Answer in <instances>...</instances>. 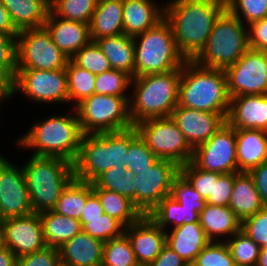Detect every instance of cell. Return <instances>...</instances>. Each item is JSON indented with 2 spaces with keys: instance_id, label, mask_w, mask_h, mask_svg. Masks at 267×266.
I'll return each instance as SVG.
<instances>
[{
  "instance_id": "1",
  "label": "cell",
  "mask_w": 267,
  "mask_h": 266,
  "mask_svg": "<svg viewBox=\"0 0 267 266\" xmlns=\"http://www.w3.org/2000/svg\"><path fill=\"white\" fill-rule=\"evenodd\" d=\"M226 0H173L164 9L179 52L193 60L205 47Z\"/></svg>"
},
{
  "instance_id": "2",
  "label": "cell",
  "mask_w": 267,
  "mask_h": 266,
  "mask_svg": "<svg viewBox=\"0 0 267 266\" xmlns=\"http://www.w3.org/2000/svg\"><path fill=\"white\" fill-rule=\"evenodd\" d=\"M230 100L224 69L201 67L193 60L181 67L180 106L222 114L227 119Z\"/></svg>"
},
{
  "instance_id": "3",
  "label": "cell",
  "mask_w": 267,
  "mask_h": 266,
  "mask_svg": "<svg viewBox=\"0 0 267 266\" xmlns=\"http://www.w3.org/2000/svg\"><path fill=\"white\" fill-rule=\"evenodd\" d=\"M128 129L119 132L83 134L74 179L92 183L110 168L126 169Z\"/></svg>"
},
{
  "instance_id": "4",
  "label": "cell",
  "mask_w": 267,
  "mask_h": 266,
  "mask_svg": "<svg viewBox=\"0 0 267 266\" xmlns=\"http://www.w3.org/2000/svg\"><path fill=\"white\" fill-rule=\"evenodd\" d=\"M181 69L134 77L135 99L129 100L133 126L147 119L171 116L179 102Z\"/></svg>"
},
{
  "instance_id": "5",
  "label": "cell",
  "mask_w": 267,
  "mask_h": 266,
  "mask_svg": "<svg viewBox=\"0 0 267 266\" xmlns=\"http://www.w3.org/2000/svg\"><path fill=\"white\" fill-rule=\"evenodd\" d=\"M33 213L53 210L62 191L74 179L73 164L60 157L32 155L22 168Z\"/></svg>"
},
{
  "instance_id": "6",
  "label": "cell",
  "mask_w": 267,
  "mask_h": 266,
  "mask_svg": "<svg viewBox=\"0 0 267 266\" xmlns=\"http://www.w3.org/2000/svg\"><path fill=\"white\" fill-rule=\"evenodd\" d=\"M82 136L78 115H58L34 124L18 144L36 149L35 156L60 157L73 164Z\"/></svg>"
},
{
  "instance_id": "7",
  "label": "cell",
  "mask_w": 267,
  "mask_h": 266,
  "mask_svg": "<svg viewBox=\"0 0 267 266\" xmlns=\"http://www.w3.org/2000/svg\"><path fill=\"white\" fill-rule=\"evenodd\" d=\"M134 41L135 77L181 69L187 61L179 52L171 25L165 18L134 37Z\"/></svg>"
},
{
  "instance_id": "8",
  "label": "cell",
  "mask_w": 267,
  "mask_h": 266,
  "mask_svg": "<svg viewBox=\"0 0 267 266\" xmlns=\"http://www.w3.org/2000/svg\"><path fill=\"white\" fill-rule=\"evenodd\" d=\"M249 49L243 21L225 9L215 20L205 47L193 61L206 68L226 69Z\"/></svg>"
},
{
  "instance_id": "9",
  "label": "cell",
  "mask_w": 267,
  "mask_h": 266,
  "mask_svg": "<svg viewBox=\"0 0 267 266\" xmlns=\"http://www.w3.org/2000/svg\"><path fill=\"white\" fill-rule=\"evenodd\" d=\"M129 97L93 94L75 107L83 134L130 129Z\"/></svg>"
},
{
  "instance_id": "10",
  "label": "cell",
  "mask_w": 267,
  "mask_h": 266,
  "mask_svg": "<svg viewBox=\"0 0 267 266\" xmlns=\"http://www.w3.org/2000/svg\"><path fill=\"white\" fill-rule=\"evenodd\" d=\"M134 127L159 159L171 160L179 167L192 161L193 149L171 116L147 119Z\"/></svg>"
},
{
  "instance_id": "11",
  "label": "cell",
  "mask_w": 267,
  "mask_h": 266,
  "mask_svg": "<svg viewBox=\"0 0 267 266\" xmlns=\"http://www.w3.org/2000/svg\"><path fill=\"white\" fill-rule=\"evenodd\" d=\"M68 61L69 58L54 44L44 26L18 32L17 69H64Z\"/></svg>"
},
{
  "instance_id": "12",
  "label": "cell",
  "mask_w": 267,
  "mask_h": 266,
  "mask_svg": "<svg viewBox=\"0 0 267 266\" xmlns=\"http://www.w3.org/2000/svg\"><path fill=\"white\" fill-rule=\"evenodd\" d=\"M180 173L173 161L158 159L151 167L135 176V206L148 215L166 196L171 195L172 182Z\"/></svg>"
},
{
  "instance_id": "13",
  "label": "cell",
  "mask_w": 267,
  "mask_h": 266,
  "mask_svg": "<svg viewBox=\"0 0 267 266\" xmlns=\"http://www.w3.org/2000/svg\"><path fill=\"white\" fill-rule=\"evenodd\" d=\"M225 73L230 98L267 95V52L249 48Z\"/></svg>"
},
{
  "instance_id": "14",
  "label": "cell",
  "mask_w": 267,
  "mask_h": 266,
  "mask_svg": "<svg viewBox=\"0 0 267 266\" xmlns=\"http://www.w3.org/2000/svg\"><path fill=\"white\" fill-rule=\"evenodd\" d=\"M192 162L205 171L239 172L235 128L226 122L209 140L193 150Z\"/></svg>"
},
{
  "instance_id": "15",
  "label": "cell",
  "mask_w": 267,
  "mask_h": 266,
  "mask_svg": "<svg viewBox=\"0 0 267 266\" xmlns=\"http://www.w3.org/2000/svg\"><path fill=\"white\" fill-rule=\"evenodd\" d=\"M17 89L37 102H68L66 68L57 70L17 69L12 94Z\"/></svg>"
},
{
  "instance_id": "16",
  "label": "cell",
  "mask_w": 267,
  "mask_h": 266,
  "mask_svg": "<svg viewBox=\"0 0 267 266\" xmlns=\"http://www.w3.org/2000/svg\"><path fill=\"white\" fill-rule=\"evenodd\" d=\"M33 213L23 169L0 156V220Z\"/></svg>"
},
{
  "instance_id": "17",
  "label": "cell",
  "mask_w": 267,
  "mask_h": 266,
  "mask_svg": "<svg viewBox=\"0 0 267 266\" xmlns=\"http://www.w3.org/2000/svg\"><path fill=\"white\" fill-rule=\"evenodd\" d=\"M3 230L4 246L16 257L41 251L45 239L40 215L31 213L26 216L8 218L0 222Z\"/></svg>"
},
{
  "instance_id": "18",
  "label": "cell",
  "mask_w": 267,
  "mask_h": 266,
  "mask_svg": "<svg viewBox=\"0 0 267 266\" xmlns=\"http://www.w3.org/2000/svg\"><path fill=\"white\" fill-rule=\"evenodd\" d=\"M171 117L193 150L209 140L227 122L222 114L186 108L179 104Z\"/></svg>"
},
{
  "instance_id": "19",
  "label": "cell",
  "mask_w": 267,
  "mask_h": 266,
  "mask_svg": "<svg viewBox=\"0 0 267 266\" xmlns=\"http://www.w3.org/2000/svg\"><path fill=\"white\" fill-rule=\"evenodd\" d=\"M139 266H148L166 245V231L148 215L124 228Z\"/></svg>"
},
{
  "instance_id": "20",
  "label": "cell",
  "mask_w": 267,
  "mask_h": 266,
  "mask_svg": "<svg viewBox=\"0 0 267 266\" xmlns=\"http://www.w3.org/2000/svg\"><path fill=\"white\" fill-rule=\"evenodd\" d=\"M50 10L44 27L50 34L54 44L69 58L91 40L90 26L78 21L59 18Z\"/></svg>"
},
{
  "instance_id": "21",
  "label": "cell",
  "mask_w": 267,
  "mask_h": 266,
  "mask_svg": "<svg viewBox=\"0 0 267 266\" xmlns=\"http://www.w3.org/2000/svg\"><path fill=\"white\" fill-rule=\"evenodd\" d=\"M226 120L234 128L267 131V95L231 97Z\"/></svg>"
},
{
  "instance_id": "22",
  "label": "cell",
  "mask_w": 267,
  "mask_h": 266,
  "mask_svg": "<svg viewBox=\"0 0 267 266\" xmlns=\"http://www.w3.org/2000/svg\"><path fill=\"white\" fill-rule=\"evenodd\" d=\"M104 242L79 232L59 250L60 262L68 266H102Z\"/></svg>"
},
{
  "instance_id": "23",
  "label": "cell",
  "mask_w": 267,
  "mask_h": 266,
  "mask_svg": "<svg viewBox=\"0 0 267 266\" xmlns=\"http://www.w3.org/2000/svg\"><path fill=\"white\" fill-rule=\"evenodd\" d=\"M235 131L238 171L248 172L267 160V131L239 128Z\"/></svg>"
},
{
  "instance_id": "24",
  "label": "cell",
  "mask_w": 267,
  "mask_h": 266,
  "mask_svg": "<svg viewBox=\"0 0 267 266\" xmlns=\"http://www.w3.org/2000/svg\"><path fill=\"white\" fill-rule=\"evenodd\" d=\"M163 18L164 7L157 8L153 0H123L124 34L129 37L144 33Z\"/></svg>"
},
{
  "instance_id": "25",
  "label": "cell",
  "mask_w": 267,
  "mask_h": 266,
  "mask_svg": "<svg viewBox=\"0 0 267 266\" xmlns=\"http://www.w3.org/2000/svg\"><path fill=\"white\" fill-rule=\"evenodd\" d=\"M264 206L250 173L246 171L234 173L229 207L237 218L242 222L256 214Z\"/></svg>"
},
{
  "instance_id": "26",
  "label": "cell",
  "mask_w": 267,
  "mask_h": 266,
  "mask_svg": "<svg viewBox=\"0 0 267 266\" xmlns=\"http://www.w3.org/2000/svg\"><path fill=\"white\" fill-rule=\"evenodd\" d=\"M210 242L200 223L183 224L166 233V245L187 264H192L201 250Z\"/></svg>"
},
{
  "instance_id": "27",
  "label": "cell",
  "mask_w": 267,
  "mask_h": 266,
  "mask_svg": "<svg viewBox=\"0 0 267 266\" xmlns=\"http://www.w3.org/2000/svg\"><path fill=\"white\" fill-rule=\"evenodd\" d=\"M89 26L92 41L124 34L123 0H98Z\"/></svg>"
},
{
  "instance_id": "28",
  "label": "cell",
  "mask_w": 267,
  "mask_h": 266,
  "mask_svg": "<svg viewBox=\"0 0 267 266\" xmlns=\"http://www.w3.org/2000/svg\"><path fill=\"white\" fill-rule=\"evenodd\" d=\"M18 30L43 27L50 11V0H1Z\"/></svg>"
},
{
  "instance_id": "29",
  "label": "cell",
  "mask_w": 267,
  "mask_h": 266,
  "mask_svg": "<svg viewBox=\"0 0 267 266\" xmlns=\"http://www.w3.org/2000/svg\"><path fill=\"white\" fill-rule=\"evenodd\" d=\"M95 42L109 60L112 69L123 71L131 78L135 77L134 38L119 34L104 37Z\"/></svg>"
},
{
  "instance_id": "30",
  "label": "cell",
  "mask_w": 267,
  "mask_h": 266,
  "mask_svg": "<svg viewBox=\"0 0 267 266\" xmlns=\"http://www.w3.org/2000/svg\"><path fill=\"white\" fill-rule=\"evenodd\" d=\"M45 248L60 250L63 244L82 231L79 220L56 213L53 210L41 212Z\"/></svg>"
},
{
  "instance_id": "31",
  "label": "cell",
  "mask_w": 267,
  "mask_h": 266,
  "mask_svg": "<svg viewBox=\"0 0 267 266\" xmlns=\"http://www.w3.org/2000/svg\"><path fill=\"white\" fill-rule=\"evenodd\" d=\"M199 223L207 238L214 240V236H233L241 230V221L229 206H215L205 203L203 210L199 213Z\"/></svg>"
},
{
  "instance_id": "32",
  "label": "cell",
  "mask_w": 267,
  "mask_h": 266,
  "mask_svg": "<svg viewBox=\"0 0 267 266\" xmlns=\"http://www.w3.org/2000/svg\"><path fill=\"white\" fill-rule=\"evenodd\" d=\"M92 192V183L73 179L62 191L53 211L79 220L84 211L87 197Z\"/></svg>"
},
{
  "instance_id": "33",
  "label": "cell",
  "mask_w": 267,
  "mask_h": 266,
  "mask_svg": "<svg viewBox=\"0 0 267 266\" xmlns=\"http://www.w3.org/2000/svg\"><path fill=\"white\" fill-rule=\"evenodd\" d=\"M98 196L104 213L120 221L125 227L138 221L143 214L125 196L105 189H93Z\"/></svg>"
},
{
  "instance_id": "34",
  "label": "cell",
  "mask_w": 267,
  "mask_h": 266,
  "mask_svg": "<svg viewBox=\"0 0 267 266\" xmlns=\"http://www.w3.org/2000/svg\"><path fill=\"white\" fill-rule=\"evenodd\" d=\"M148 216L163 230L170 223H175L174 227L189 223H199L200 217L197 211L183 208L171 195L160 201Z\"/></svg>"
},
{
  "instance_id": "35",
  "label": "cell",
  "mask_w": 267,
  "mask_h": 266,
  "mask_svg": "<svg viewBox=\"0 0 267 266\" xmlns=\"http://www.w3.org/2000/svg\"><path fill=\"white\" fill-rule=\"evenodd\" d=\"M135 175L131 170L110 168L92 182V189H105L130 199L135 205Z\"/></svg>"
},
{
  "instance_id": "36",
  "label": "cell",
  "mask_w": 267,
  "mask_h": 266,
  "mask_svg": "<svg viewBox=\"0 0 267 266\" xmlns=\"http://www.w3.org/2000/svg\"><path fill=\"white\" fill-rule=\"evenodd\" d=\"M66 73L69 101L77 102L74 107L95 94V74L77 66L71 59L67 63Z\"/></svg>"
},
{
  "instance_id": "37",
  "label": "cell",
  "mask_w": 267,
  "mask_h": 266,
  "mask_svg": "<svg viewBox=\"0 0 267 266\" xmlns=\"http://www.w3.org/2000/svg\"><path fill=\"white\" fill-rule=\"evenodd\" d=\"M159 158L149 149L137 129H128V150L126 170L136 176L151 167Z\"/></svg>"
},
{
  "instance_id": "38",
  "label": "cell",
  "mask_w": 267,
  "mask_h": 266,
  "mask_svg": "<svg viewBox=\"0 0 267 266\" xmlns=\"http://www.w3.org/2000/svg\"><path fill=\"white\" fill-rule=\"evenodd\" d=\"M98 0H50V10L59 18L89 24Z\"/></svg>"
},
{
  "instance_id": "39",
  "label": "cell",
  "mask_w": 267,
  "mask_h": 266,
  "mask_svg": "<svg viewBox=\"0 0 267 266\" xmlns=\"http://www.w3.org/2000/svg\"><path fill=\"white\" fill-rule=\"evenodd\" d=\"M102 266H139L125 234L104 242Z\"/></svg>"
},
{
  "instance_id": "40",
  "label": "cell",
  "mask_w": 267,
  "mask_h": 266,
  "mask_svg": "<svg viewBox=\"0 0 267 266\" xmlns=\"http://www.w3.org/2000/svg\"><path fill=\"white\" fill-rule=\"evenodd\" d=\"M230 238L225 243L236 266H256L261 247L241 230Z\"/></svg>"
},
{
  "instance_id": "41",
  "label": "cell",
  "mask_w": 267,
  "mask_h": 266,
  "mask_svg": "<svg viewBox=\"0 0 267 266\" xmlns=\"http://www.w3.org/2000/svg\"><path fill=\"white\" fill-rule=\"evenodd\" d=\"M81 225L83 232L102 242L122 236L125 230V226L120 221L106 213L95 219H87V223H81Z\"/></svg>"
},
{
  "instance_id": "42",
  "label": "cell",
  "mask_w": 267,
  "mask_h": 266,
  "mask_svg": "<svg viewBox=\"0 0 267 266\" xmlns=\"http://www.w3.org/2000/svg\"><path fill=\"white\" fill-rule=\"evenodd\" d=\"M71 60L79 67L97 75L112 69L109 60L95 41H91L77 51Z\"/></svg>"
},
{
  "instance_id": "43",
  "label": "cell",
  "mask_w": 267,
  "mask_h": 266,
  "mask_svg": "<svg viewBox=\"0 0 267 266\" xmlns=\"http://www.w3.org/2000/svg\"><path fill=\"white\" fill-rule=\"evenodd\" d=\"M132 78L123 71L111 69L96 75L95 94L128 97L124 94ZM132 82V83H131Z\"/></svg>"
},
{
  "instance_id": "44",
  "label": "cell",
  "mask_w": 267,
  "mask_h": 266,
  "mask_svg": "<svg viewBox=\"0 0 267 266\" xmlns=\"http://www.w3.org/2000/svg\"><path fill=\"white\" fill-rule=\"evenodd\" d=\"M171 196L186 209L200 213L205 205V200L193 188L189 181L179 173L172 182Z\"/></svg>"
},
{
  "instance_id": "45",
  "label": "cell",
  "mask_w": 267,
  "mask_h": 266,
  "mask_svg": "<svg viewBox=\"0 0 267 266\" xmlns=\"http://www.w3.org/2000/svg\"><path fill=\"white\" fill-rule=\"evenodd\" d=\"M180 173L189 181L193 188L206 200L212 194L213 178L222 174L198 168L192 161L180 166Z\"/></svg>"
},
{
  "instance_id": "46",
  "label": "cell",
  "mask_w": 267,
  "mask_h": 266,
  "mask_svg": "<svg viewBox=\"0 0 267 266\" xmlns=\"http://www.w3.org/2000/svg\"><path fill=\"white\" fill-rule=\"evenodd\" d=\"M193 266H236L224 242L210 241L197 255Z\"/></svg>"
},
{
  "instance_id": "47",
  "label": "cell",
  "mask_w": 267,
  "mask_h": 266,
  "mask_svg": "<svg viewBox=\"0 0 267 266\" xmlns=\"http://www.w3.org/2000/svg\"><path fill=\"white\" fill-rule=\"evenodd\" d=\"M226 9L243 21L240 14L242 13L248 25L267 18V0H226Z\"/></svg>"
},
{
  "instance_id": "48",
  "label": "cell",
  "mask_w": 267,
  "mask_h": 266,
  "mask_svg": "<svg viewBox=\"0 0 267 266\" xmlns=\"http://www.w3.org/2000/svg\"><path fill=\"white\" fill-rule=\"evenodd\" d=\"M17 73V36L0 35V74L13 84Z\"/></svg>"
},
{
  "instance_id": "49",
  "label": "cell",
  "mask_w": 267,
  "mask_h": 266,
  "mask_svg": "<svg viewBox=\"0 0 267 266\" xmlns=\"http://www.w3.org/2000/svg\"><path fill=\"white\" fill-rule=\"evenodd\" d=\"M241 231L257 245L267 247V206L241 222Z\"/></svg>"
},
{
  "instance_id": "50",
  "label": "cell",
  "mask_w": 267,
  "mask_h": 266,
  "mask_svg": "<svg viewBox=\"0 0 267 266\" xmlns=\"http://www.w3.org/2000/svg\"><path fill=\"white\" fill-rule=\"evenodd\" d=\"M234 173L222 174L219 178H213L212 194L205 203L215 206H229L233 190Z\"/></svg>"
},
{
  "instance_id": "51",
  "label": "cell",
  "mask_w": 267,
  "mask_h": 266,
  "mask_svg": "<svg viewBox=\"0 0 267 266\" xmlns=\"http://www.w3.org/2000/svg\"><path fill=\"white\" fill-rule=\"evenodd\" d=\"M59 264V251L50 248L20 256L16 262V266H58Z\"/></svg>"
},
{
  "instance_id": "52",
  "label": "cell",
  "mask_w": 267,
  "mask_h": 266,
  "mask_svg": "<svg viewBox=\"0 0 267 266\" xmlns=\"http://www.w3.org/2000/svg\"><path fill=\"white\" fill-rule=\"evenodd\" d=\"M248 31V46L254 50L267 52V18L250 23Z\"/></svg>"
},
{
  "instance_id": "53",
  "label": "cell",
  "mask_w": 267,
  "mask_h": 266,
  "mask_svg": "<svg viewBox=\"0 0 267 266\" xmlns=\"http://www.w3.org/2000/svg\"><path fill=\"white\" fill-rule=\"evenodd\" d=\"M253 178L257 191L262 202L267 206V160L260 166L254 167L248 171Z\"/></svg>"
},
{
  "instance_id": "54",
  "label": "cell",
  "mask_w": 267,
  "mask_h": 266,
  "mask_svg": "<svg viewBox=\"0 0 267 266\" xmlns=\"http://www.w3.org/2000/svg\"><path fill=\"white\" fill-rule=\"evenodd\" d=\"M186 264L175 251L165 245L160 254L148 266H185Z\"/></svg>"
},
{
  "instance_id": "55",
  "label": "cell",
  "mask_w": 267,
  "mask_h": 266,
  "mask_svg": "<svg viewBox=\"0 0 267 266\" xmlns=\"http://www.w3.org/2000/svg\"><path fill=\"white\" fill-rule=\"evenodd\" d=\"M104 214L98 196L92 192L86 200L84 211L79 219L80 223H87V219H95Z\"/></svg>"
},
{
  "instance_id": "56",
  "label": "cell",
  "mask_w": 267,
  "mask_h": 266,
  "mask_svg": "<svg viewBox=\"0 0 267 266\" xmlns=\"http://www.w3.org/2000/svg\"><path fill=\"white\" fill-rule=\"evenodd\" d=\"M18 32L12 23L9 12L0 0V35L17 36Z\"/></svg>"
},
{
  "instance_id": "57",
  "label": "cell",
  "mask_w": 267,
  "mask_h": 266,
  "mask_svg": "<svg viewBox=\"0 0 267 266\" xmlns=\"http://www.w3.org/2000/svg\"><path fill=\"white\" fill-rule=\"evenodd\" d=\"M17 257L6 246L0 249V266H16Z\"/></svg>"
},
{
  "instance_id": "58",
  "label": "cell",
  "mask_w": 267,
  "mask_h": 266,
  "mask_svg": "<svg viewBox=\"0 0 267 266\" xmlns=\"http://www.w3.org/2000/svg\"><path fill=\"white\" fill-rule=\"evenodd\" d=\"M12 84L0 74V102L1 99L12 98Z\"/></svg>"
},
{
  "instance_id": "59",
  "label": "cell",
  "mask_w": 267,
  "mask_h": 266,
  "mask_svg": "<svg viewBox=\"0 0 267 266\" xmlns=\"http://www.w3.org/2000/svg\"><path fill=\"white\" fill-rule=\"evenodd\" d=\"M256 266H267V247H262L260 249V254Z\"/></svg>"
},
{
  "instance_id": "60",
  "label": "cell",
  "mask_w": 267,
  "mask_h": 266,
  "mask_svg": "<svg viewBox=\"0 0 267 266\" xmlns=\"http://www.w3.org/2000/svg\"><path fill=\"white\" fill-rule=\"evenodd\" d=\"M4 247L3 230L0 224V249Z\"/></svg>"
},
{
  "instance_id": "61",
  "label": "cell",
  "mask_w": 267,
  "mask_h": 266,
  "mask_svg": "<svg viewBox=\"0 0 267 266\" xmlns=\"http://www.w3.org/2000/svg\"><path fill=\"white\" fill-rule=\"evenodd\" d=\"M58 266H68V265L62 264V263L60 262V264H59Z\"/></svg>"
}]
</instances>
